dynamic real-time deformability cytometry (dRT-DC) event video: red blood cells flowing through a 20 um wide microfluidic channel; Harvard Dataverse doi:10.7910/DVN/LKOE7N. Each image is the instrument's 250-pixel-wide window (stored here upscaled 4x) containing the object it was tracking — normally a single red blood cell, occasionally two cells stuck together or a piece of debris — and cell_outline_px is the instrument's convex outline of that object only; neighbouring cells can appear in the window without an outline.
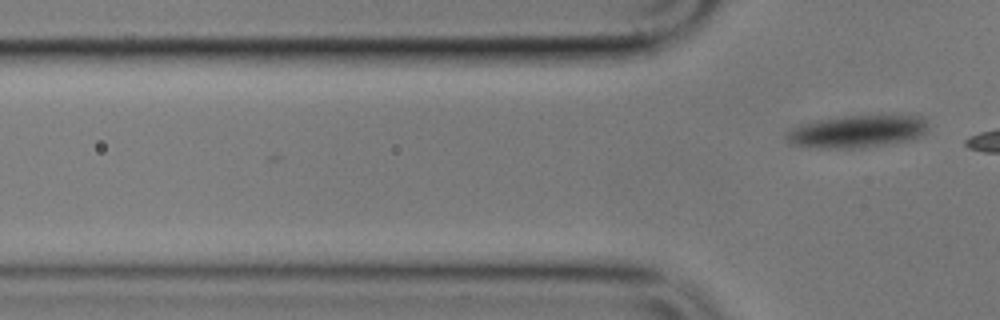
{"species": "common noctule bat (a hibernating species)", "species_latin": "Nyctalus noctula", "temperature_condition": "cold", "stored_images_in_passage": 2, "camera_frame_rate_fps": 3000, "um_per_image_px": 0.085, "animal": {"sex": "male", "body_mass_g": 17.9}, "frame": {"image": 1, "passage_image": 2, "time_ms": 1.0, "image_size_px": [1000, 320], "cell_outline_px": [[928, 128], [920, 136], [912, 140], [864, 148], [820, 148], [792, 144], [784, 136], [784, 132], [788, 128], [800, 124], [816, 120], [844, 116], [924, 116], [928, 124]], "centroid_in_image_um": [72.83, 11.18], "position_along_channel_um": 53.0, "area_um2": 27.05}}